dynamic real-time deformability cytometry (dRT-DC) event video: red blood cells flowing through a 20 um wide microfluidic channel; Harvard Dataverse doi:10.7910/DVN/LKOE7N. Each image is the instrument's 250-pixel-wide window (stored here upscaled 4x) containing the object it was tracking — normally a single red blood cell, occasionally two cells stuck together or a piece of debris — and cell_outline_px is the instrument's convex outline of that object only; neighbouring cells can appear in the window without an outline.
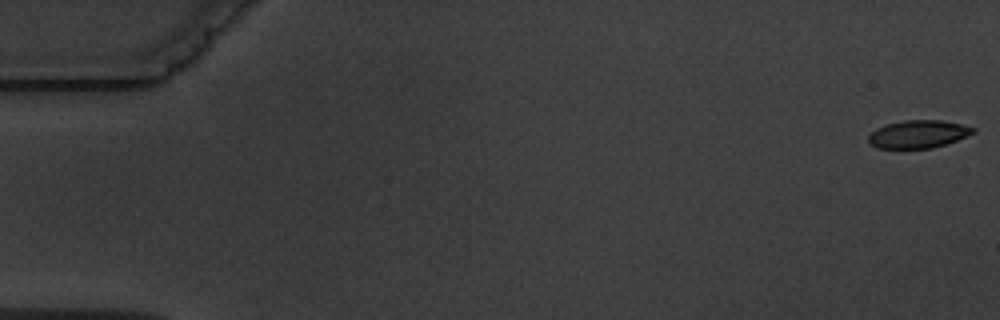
{"species": "common noctule bat (a hibernating species)", "species_latin": "Nyctalus noctula", "temperature_condition": "warm", "stored_images_in_passage": 6, "segment_of_instrument_passage": [1, 2], "camera_frame_rate_fps": 3000, "um_per_image_px": 0.085, "animal": {"sex": "male", "body_mass_g": 19.5, "forearm_length_mm": 54.6}, "frame": {"image": 1, "passage_image": 1, "time_ms": 0.0, "image_size_px": [1000, 320], "cell_outline_px": [[976, 132], [968, 136], [932, 148], [876, 148], [868, 140], [868, 136], [876, 128], [884, 124], [904, 120], [940, 120], [960, 124], [976, 128]], "centroid_in_image_um": [78.05, 11.39], "position_along_channel_um": 7.0, "area_um2": 16.94}}
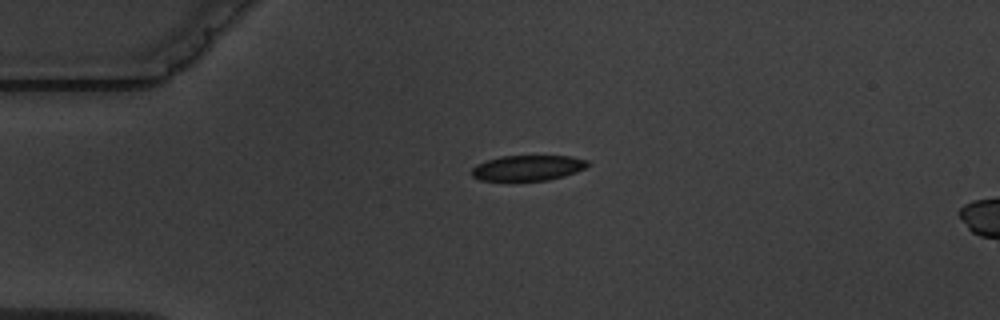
{"frame": {"image": 2, "passage_image": 4, "time_ms": 4.333, "image_size_px": [1000, 320], "cell_outline_px": [[588, 164], [584, 168], [576, 172], [564, 176], [548, 180], [480, 180], [472, 176], [472, 168], [476, 164], [500, 156], [572, 156], [588, 160]], "centroid_in_image_um": [44.86, 14.26], "position_along_channel_um": 40.1, "area_um2": 17.05}}